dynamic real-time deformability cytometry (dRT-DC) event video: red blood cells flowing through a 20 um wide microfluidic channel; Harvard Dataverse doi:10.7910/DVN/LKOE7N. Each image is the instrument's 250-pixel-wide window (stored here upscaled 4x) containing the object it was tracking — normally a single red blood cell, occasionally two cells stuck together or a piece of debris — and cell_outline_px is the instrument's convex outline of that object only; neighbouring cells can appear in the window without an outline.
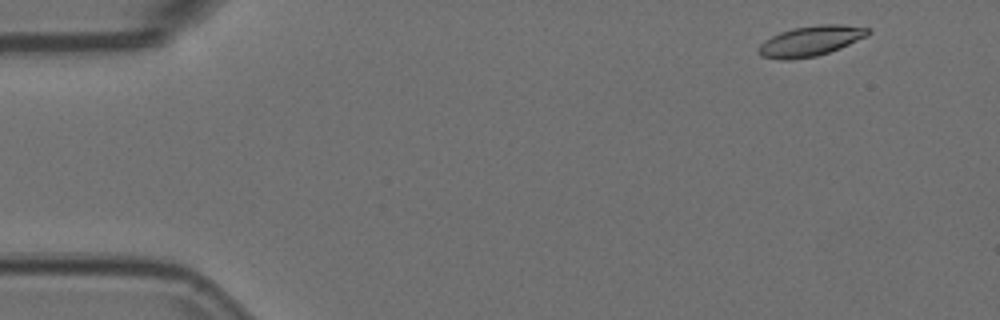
{"species": "Egyptian fruit bat (a non-hibernating species)", "species_latin": "Rousettus aegyptiacus", "temperature_condition": "room temperature", "stored_images_in_passage": 53, "camera_frame_rate_fps": 3000, "um_per_image_px": 0.085, "animal": {"sex": "female"}, "frame": {"image": 1, "passage_image": 3, "time_ms": 0.667, "image_size_px": [1000, 320], "cell_outline_px": [[872, 32], [868, 36], [840, 48], [816, 56], [792, 60], [780, 60], [760, 56], [756, 52], [756, 48], [764, 40], [780, 32], [792, 28], [820, 24], [840, 24], [872, 28]], "centroid_in_image_um": [68.89, 3.48], "position_along_channel_um": 16.1, "area_um2": 19.65}}
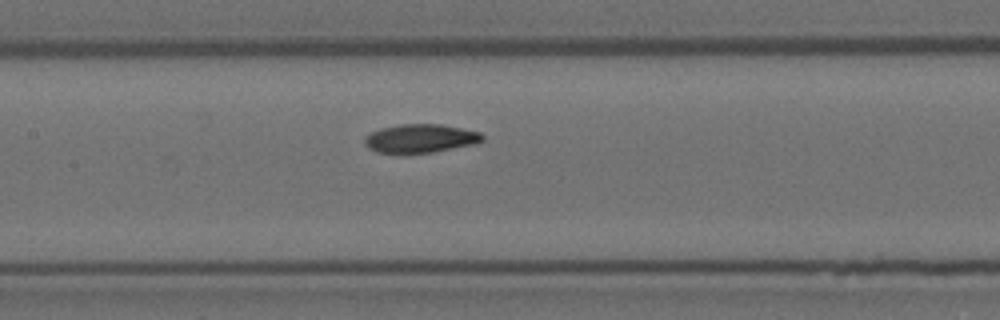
{"frame": {"image": 2, "passage_image": 24, "time_ms": 7.667, "image_size_px": [1000, 320], "cell_outline_px": [[484, 140], [476, 144], [432, 152], [376, 152], [368, 148], [364, 144], [364, 140], [372, 132], [380, 128], [404, 124], [440, 124], [480, 132], [484, 136]], "centroid_in_image_um": [35.77, 11.76], "position_along_channel_um": 171.6, "area_um2": 19.31}}
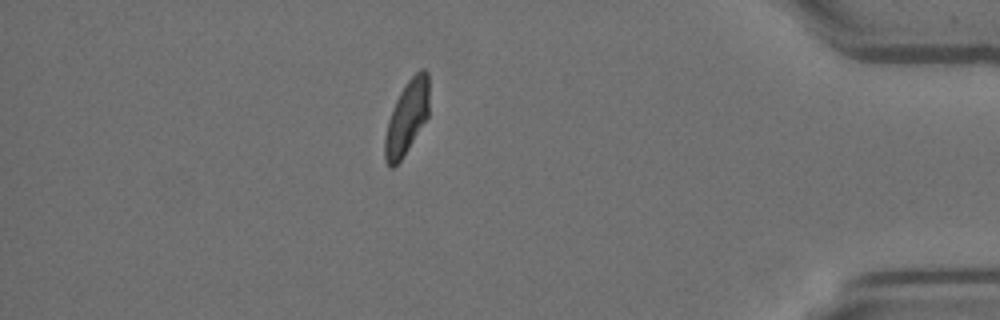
{"frame": {"image": 3, "passage_image": 46, "time_ms": 15.0, "image_size_px": [1000, 320], "cell_outline_px": [[428, 116], [408, 148], [400, 160], [392, 168], [388, 168], [384, 160], [384, 136], [388, 120], [392, 108], [400, 92], [408, 80], [420, 68], [424, 68], [428, 72]], "centroid_in_image_um": [34.55, 9.99], "position_along_channel_um": 400.6, "area_um2": 18.9}, "authors_computed_cell_mechanics": {"area_um2": 19.4208, "velocity_mm_per_s": 3.6988, "shape_relaxation_time_tau1_ms": 4.5548, "shape_relaxation_time_tau2_ms": 2.5676, "deformation_change_tau1": 0.1559, "deformation_change_tau2": 0.06}}